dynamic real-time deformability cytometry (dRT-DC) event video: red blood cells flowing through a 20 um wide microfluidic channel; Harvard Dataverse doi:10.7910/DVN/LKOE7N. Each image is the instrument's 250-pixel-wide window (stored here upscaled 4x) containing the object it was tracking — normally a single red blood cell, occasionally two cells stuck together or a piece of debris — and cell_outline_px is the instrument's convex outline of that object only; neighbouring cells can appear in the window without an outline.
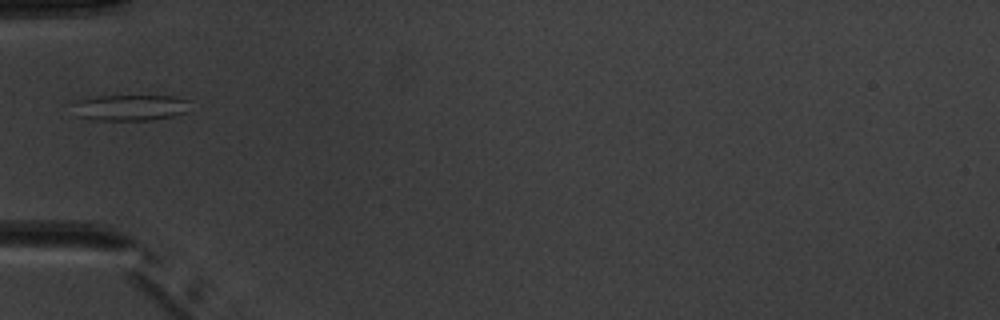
{"species": "common noctule bat (a hibernating species)", "species_latin": "Nyctalus noctula", "temperature_condition": "warm", "stored_images_in_passage": 4, "camera_frame_rate_fps": 3000, "um_per_image_px": 0.085, "animal": {"sex": "male", "body_mass_g": 20.1, "forearm_length_mm": 53.5}, "frame": {"image": 1, "passage_image": 2, "time_ms": 1.333, "image_size_px": [1000, 320], "cell_outline_px": [[192, 100], [188, 112], [172, 116], [152, 120], [96, 120], [76, 116], [80, 100], [100, 96], [172, 96]], "centroid_in_image_um": [11.24, 9.15], "position_along_channel_um": 73.8, "area_um2": 17.51}}
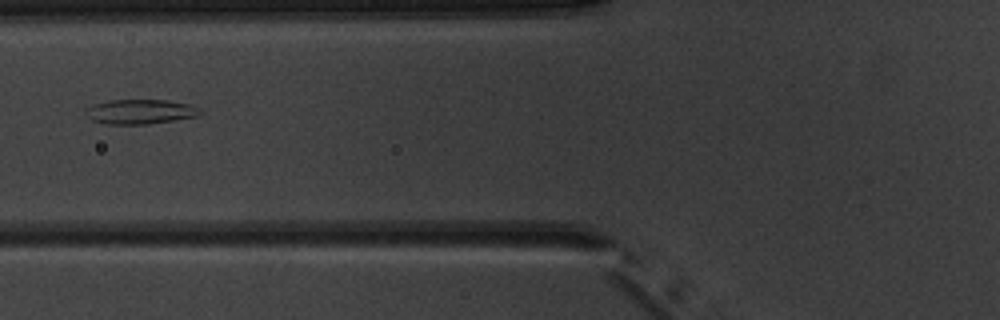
{"frame": {"image": 2, "passage_image": 3, "time_ms": 2.333, "image_size_px": [1000, 320], "cell_outline_px": [[204, 112], [196, 116], [148, 124], [104, 124], [92, 120], [84, 112], [84, 108], [92, 104], [108, 100], [168, 100], [192, 104], [200, 108]], "centroid_in_image_um": [11.9, 9.48], "position_along_channel_um": 113.9, "area_um2": 16.65}}
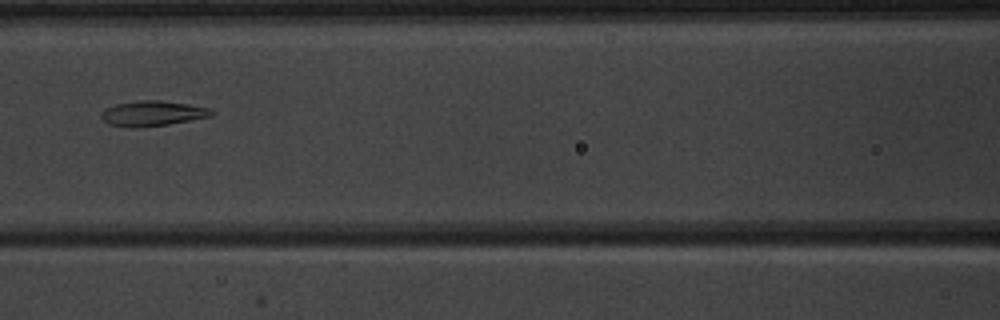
{"frame": {"image": 3, "passage_image": 4, "time_ms": 3.333, "image_size_px": [1000, 320], "cell_outline_px": [[216, 112], [212, 116], [192, 120], [168, 124], [140, 128], [132, 128], [108, 124], [100, 116], [100, 112], [104, 108], [116, 104], [136, 100], [160, 100], [188, 104], [208, 108]], "centroid_in_image_um": [12.94, 9.64], "position_along_channel_um": 153.7, "area_um2": 16.42}}